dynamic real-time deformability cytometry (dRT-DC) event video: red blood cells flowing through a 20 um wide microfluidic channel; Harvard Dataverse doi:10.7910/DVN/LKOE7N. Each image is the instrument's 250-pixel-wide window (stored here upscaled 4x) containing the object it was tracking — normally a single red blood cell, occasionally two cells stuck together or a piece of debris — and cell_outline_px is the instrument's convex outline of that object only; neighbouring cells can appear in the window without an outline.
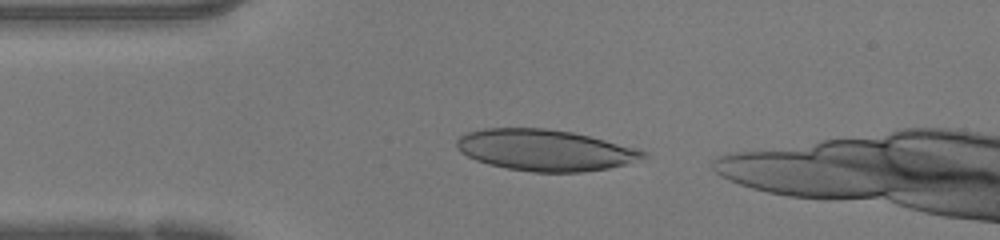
{"species": "human", "species_latin": "Homo sapiens", "temperature_condition": "warm", "stored_images_in_passage": 32, "camera_frame_rate_fps": 3000, "um_per_image_px": 0.085, "donor": {"sex": "female"}, "frame": {"image": 1, "passage_image": 3, "time_ms": 0.667, "image_size_px": [1000, 240], "cell_outline_px": [[648, 156], [624, 164], [608, 168], [584, 172], [532, 172], [508, 168], [488, 164], [476, 160], [460, 152], [456, 148], [456, 140], [460, 136], [468, 132], [484, 128], [548, 128], [572, 132], [636, 148], [648, 152]], "centroid_in_image_um": [46.29, 12.76], "position_along_channel_um": 38.7, "area_um2": 44.68}}
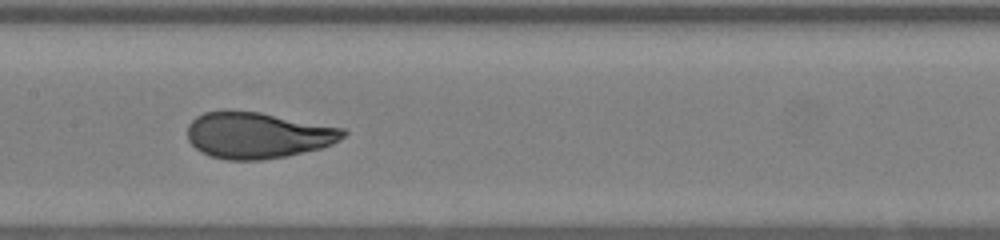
{"frame": {"image": 2, "passage_image": 15, "time_ms": 4.667, "image_size_px": [1000, 240], "cell_outline_px": [[348, 132], [340, 140], [332, 144], [320, 148], [288, 156], [260, 160], [228, 160], [212, 156], [200, 152], [188, 140], [188, 124], [196, 116], [204, 112], [224, 108], [260, 112], [344, 128]], "centroid_in_image_um": [21.88, 11.47], "position_along_channel_um": 185.5, "area_um2": 42.48}}
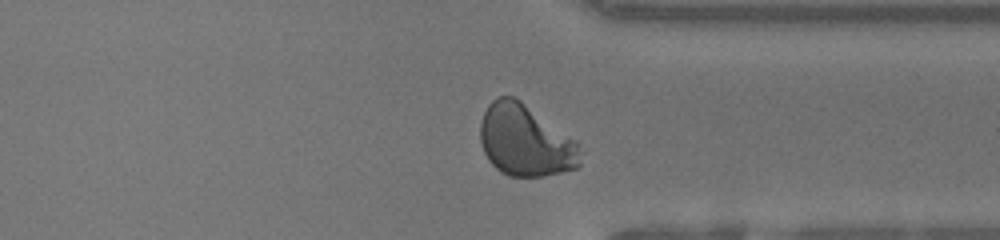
{"frame": {"image": 3, "passage_image": 28, "time_ms": 9.0, "image_size_px": [1000, 240], "cell_outline_px": [[584, 152], [580, 164], [576, 168], [544, 176], [508, 176], [500, 172], [488, 160], [484, 152], [480, 140], [480, 124], [484, 112], [488, 104], [496, 96], [512, 96], [520, 100], [576, 140], [580, 144]], "centroid_in_image_um": [44.67, 11.96], "position_along_channel_um": 366.7, "area_um2": 42.08}, "authors_computed_cell_mechanics": {"area_um2": 41.9628, "velocity_mm_per_s": 4.2373, "shape_relaxation_time_tau1_ms": 4.8355, "shape_relaxation_time_tau2_ms": null, "deformation_change_tau1": 0.2488, "deformation_change_tau2": null}}